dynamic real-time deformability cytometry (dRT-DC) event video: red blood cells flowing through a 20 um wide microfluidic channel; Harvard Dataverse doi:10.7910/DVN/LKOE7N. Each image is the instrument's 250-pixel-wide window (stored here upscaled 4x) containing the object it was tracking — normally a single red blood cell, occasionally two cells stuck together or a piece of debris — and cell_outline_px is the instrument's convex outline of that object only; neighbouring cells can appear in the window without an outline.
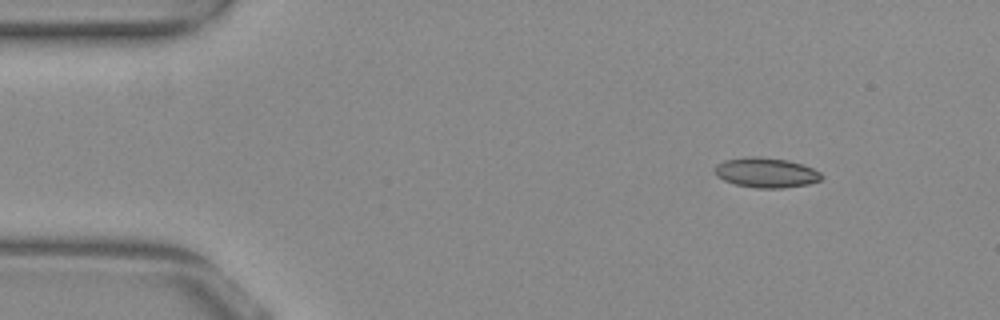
{"species": "common noctule bat (a hibernating species)", "species_latin": "Nyctalus noctula", "temperature_condition": "warm", "stored_images_in_passage": 48, "camera_frame_rate_fps": 3000, "um_per_image_px": 0.085, "animal": {"sex": "female", "body_mass_g": 29.2, "forearm_length_mm": 56.3}, "frame": {"image": 1, "passage_image": 1, "time_ms": 0.0, "image_size_px": [1000, 320], "cell_outline_px": [[824, 176], [820, 180], [808, 184], [784, 188], [756, 188], [736, 184], [724, 180], [716, 176], [716, 164], [724, 160], [748, 156], [756, 156], [788, 160], [804, 164], [820, 172]], "centroid_in_image_um": [65.14, 14.67], "position_along_channel_um": 19.9, "area_um2": 18.67}}
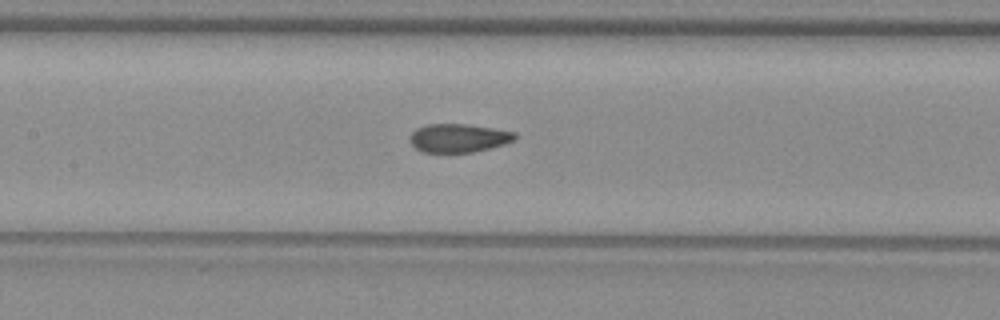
{"frame": {"image": 2, "passage_image": 19, "time_ms": 6.0, "image_size_px": [1000, 320], "cell_outline_px": [[516, 140], [504, 144], [472, 152], [424, 152], [416, 148], [412, 144], [412, 132], [416, 128], [428, 124], [468, 124], [516, 132]], "centroid_in_image_um": [39.01, 11.72], "position_along_channel_um": 168.4, "area_um2": 17.22}}
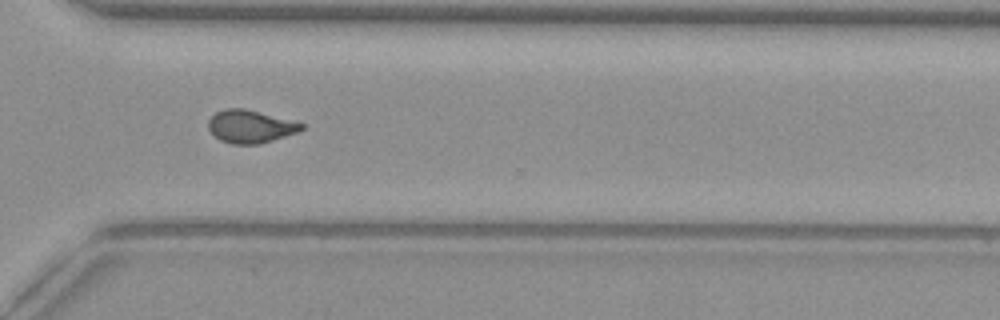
{"frame": {"image": 3, "passage_image": 33, "time_ms": 10.667, "image_size_px": [1000, 320], "cell_outline_px": [[304, 128], [300, 132], [260, 144], [232, 144], [220, 140], [208, 128], [208, 120], [216, 112], [224, 108], [244, 108], [304, 124]], "centroid_in_image_um": [21.28, 10.76], "position_along_channel_um": 349.3, "area_um2": 17.74}, "authors_computed_cell_mechanics": {"area_um2": 17.9758, "velocity_mm_per_s": 3.8825, "shape_relaxation_time_tau1_ms": 7.3764, "shape_relaxation_time_tau2_ms": 1.0299, "deformation_change_tau1": 0.1883, "deformation_change_tau2": 0.0765}}